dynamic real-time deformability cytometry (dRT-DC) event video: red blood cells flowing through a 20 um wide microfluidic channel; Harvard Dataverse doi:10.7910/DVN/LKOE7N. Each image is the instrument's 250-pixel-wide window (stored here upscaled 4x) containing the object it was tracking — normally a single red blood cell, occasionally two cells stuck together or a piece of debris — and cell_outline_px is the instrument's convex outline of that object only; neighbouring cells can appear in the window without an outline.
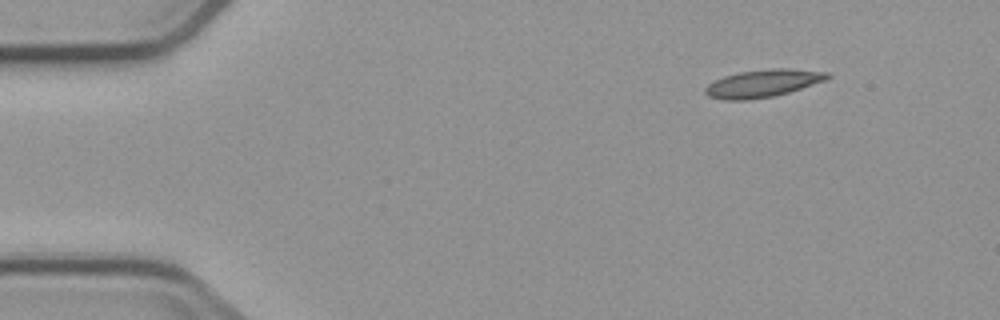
{"species": "common noctule bat (a hibernating species)", "species_latin": "Nyctalus noctula", "temperature_condition": "cold", "stored_images_in_passage": 4, "camera_frame_rate_fps": 3000, "um_per_image_px": 0.085, "animal": {"sex": "male", "body_mass_g": 23.1, "forearm_length_mm": 52.7}, "frame": {"image": 1, "passage_image": 1, "time_ms": 0.0, "image_size_px": [1000, 320], "cell_outline_px": [[832, 76], [828, 80], [788, 92], [772, 96], [744, 100], [724, 100], [708, 96], [704, 92], [704, 88], [708, 84], [724, 76], [740, 72], [772, 68], [788, 68], [828, 72]], "centroid_in_image_um": [64.87, 7.08], "position_along_channel_um": 20.1, "area_um2": 19.59}}
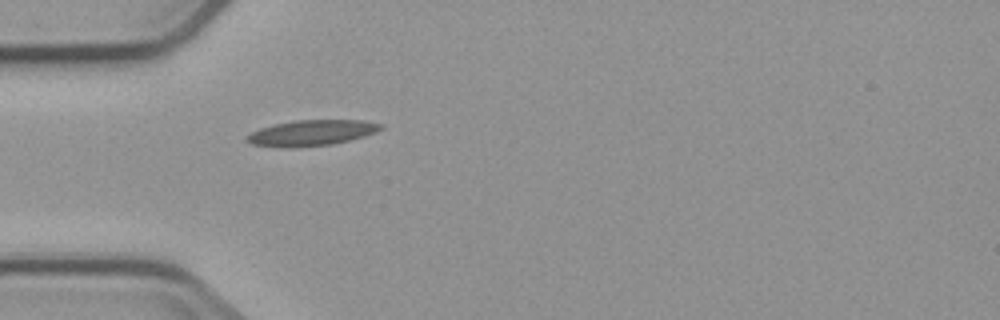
{"frame": {"image": 2, "passage_image": 4, "time_ms": 3.333, "image_size_px": [1000, 320], "cell_outline_px": [[384, 128], [376, 132], [364, 136], [332, 144], [288, 148], [252, 144], [244, 140], [244, 136], [260, 128], [292, 120], [364, 120], [384, 124]], "centroid_in_image_um": [26.48, 11.28], "position_along_channel_um": 58.5, "area_um2": 20.11}}